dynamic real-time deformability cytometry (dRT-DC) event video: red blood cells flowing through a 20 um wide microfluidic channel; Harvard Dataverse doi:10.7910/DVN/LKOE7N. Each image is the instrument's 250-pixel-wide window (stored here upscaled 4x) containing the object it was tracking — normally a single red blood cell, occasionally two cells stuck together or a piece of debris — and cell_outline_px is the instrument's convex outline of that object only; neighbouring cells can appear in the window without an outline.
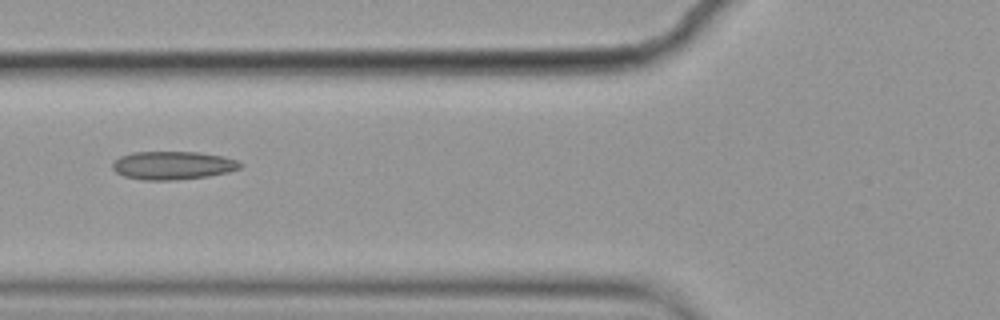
{"species": "common noctule bat (a hibernating species)", "species_latin": "Nyctalus noctula", "temperature_condition": "cold", "stored_images_in_passage": 9, "camera_frame_rate_fps": 3000, "um_per_image_px": 0.085, "animal": {"sex": "female", "body_mass_g": 19.9}, "frame": {"image": 1, "passage_image": 6, "time_ms": 1.667, "image_size_px": [1000, 320], "cell_outline_px": [[244, 164], [240, 168], [228, 172], [208, 176], [176, 180], [144, 180], [124, 176], [116, 172], [112, 168], [112, 164], [120, 156], [132, 152], [200, 152], [224, 156], [236, 160]], "centroid_in_image_um": [14.71, 14.05], "position_along_channel_um": 111.1, "area_um2": 21.1}}
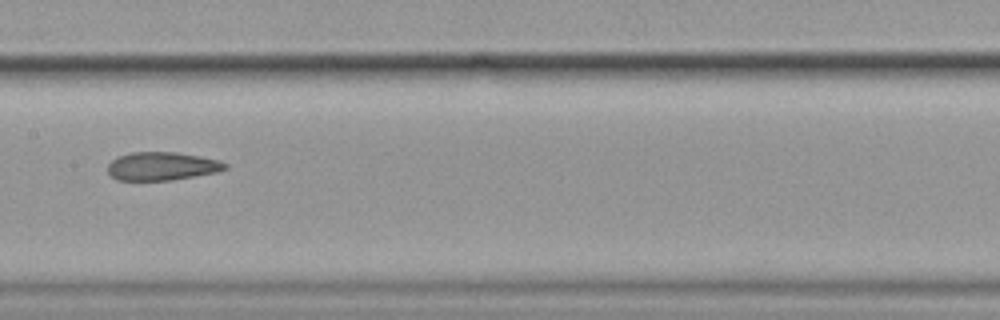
{"frame": {"image": 2, "passage_image": 8, "time_ms": 2.333, "image_size_px": [1000, 320], "cell_outline_px": [[228, 168], [216, 172], [172, 180], [116, 180], [108, 172], [108, 164], [112, 160], [120, 156], [132, 152], [176, 152], [200, 156], [220, 160], [228, 164]], "centroid_in_image_um": [13.79, 14.12], "position_along_channel_um": 193.6, "area_um2": 19.31}}
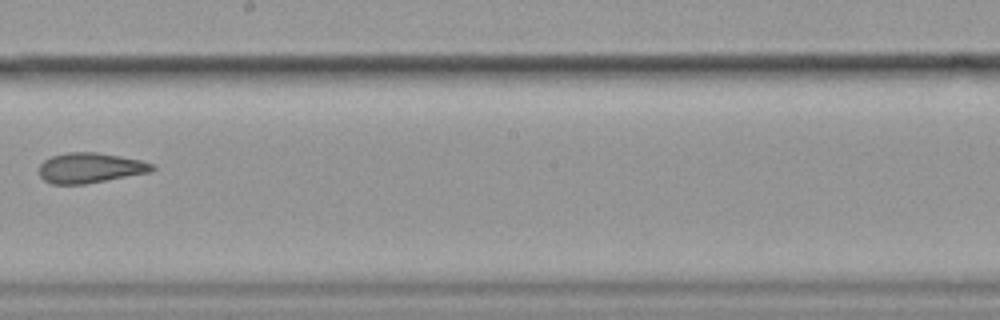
{"frame": {"image": 3, "passage_image": 9, "time_ms": 2.667, "image_size_px": [1000, 320], "cell_outline_px": [[156, 168], [152, 172], [84, 184], [52, 184], [44, 180], [40, 176], [40, 164], [44, 160], [52, 156], [68, 152], [96, 152], [120, 156], [140, 160], [156, 164]], "centroid_in_image_um": [7.7, 14.27], "position_along_channel_um": 240.5, "area_um2": 19.94}}